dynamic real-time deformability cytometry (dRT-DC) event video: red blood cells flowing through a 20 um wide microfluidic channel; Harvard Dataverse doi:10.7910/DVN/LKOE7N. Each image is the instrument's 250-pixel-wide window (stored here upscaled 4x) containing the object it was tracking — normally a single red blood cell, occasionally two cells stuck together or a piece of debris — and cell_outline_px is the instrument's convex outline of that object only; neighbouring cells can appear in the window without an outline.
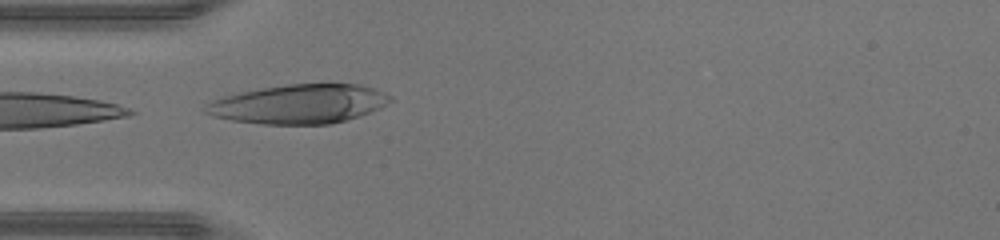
{"species": "human", "species_latin": "Homo sapiens", "temperature_condition": "warm", "stored_images_in_passage": 25, "camera_frame_rate_fps": 3000, "um_per_image_px": 0.085, "donor": {"sex": "male"}, "frame": {"image": 1, "passage_image": 13, "time_ms": 4.0, "image_size_px": [1000, 240], "cell_outline_px": [[392, 100], [388, 104], [380, 108], [360, 116], [328, 124], [264, 124], [232, 120], [212, 116], [204, 112], [204, 104], [212, 100], [224, 96], [240, 92], [288, 84], [360, 84], [384, 92], [392, 96]], "centroid_in_image_um": [25.42, 8.84], "position_along_channel_um": 59.6, "area_um2": 42.02}}
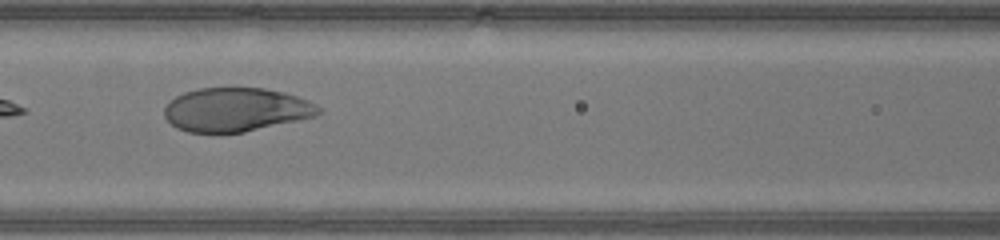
{"frame": {"image": 2, "passage_image": 19, "time_ms": 6.0, "image_size_px": [1000, 240], "cell_outline_px": [[324, 112], [316, 116], [300, 120], [244, 132], [220, 136], [188, 132], [176, 128], [164, 116], [164, 108], [176, 96], [184, 92], [196, 88], [264, 88], [284, 92], [308, 100], [316, 104]], "centroid_in_image_um": [20.05, 9.36], "position_along_channel_um": 146.5, "area_um2": 40.17}}